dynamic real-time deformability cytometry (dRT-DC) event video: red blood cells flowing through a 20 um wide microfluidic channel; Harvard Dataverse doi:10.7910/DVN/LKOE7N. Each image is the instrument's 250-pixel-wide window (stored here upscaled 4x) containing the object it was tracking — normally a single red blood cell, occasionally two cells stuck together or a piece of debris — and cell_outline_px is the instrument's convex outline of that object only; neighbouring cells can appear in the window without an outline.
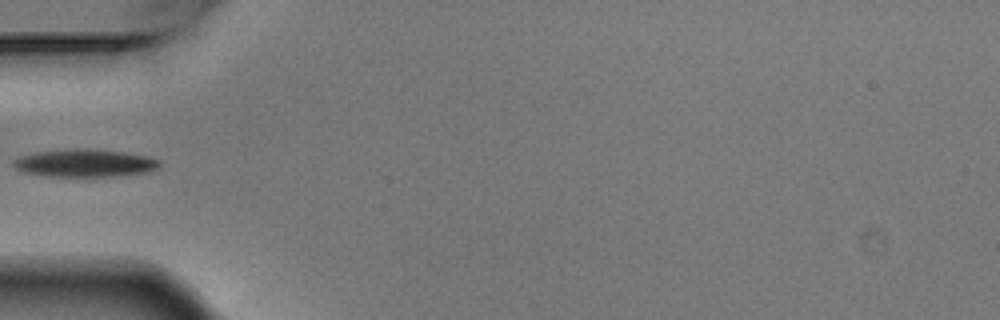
{"species": "Egyptian fruit bat (a non-hibernating species)", "species_latin": "Rousettus aegyptiacus", "temperature_condition": "warm", "stored_images_in_passage": 4, "camera_frame_rate_fps": 3000, "um_per_image_px": 0.085, "animal": {"sex": "male"}, "frame": {"image": 1, "passage_image": 3, "time_ms": 0.667, "image_size_px": [1000, 320], "cell_outline_px": [[160, 164], [156, 168], [148, 172], [112, 176], [48, 176], [24, 172], [16, 168], [12, 164], [12, 160], [20, 156], [36, 152], [68, 148], [92, 148], [124, 152], [148, 156], [160, 160]], "centroid_in_image_um": [7.19, 13.84], "position_along_channel_um": 77.8, "area_um2": 23.7}}
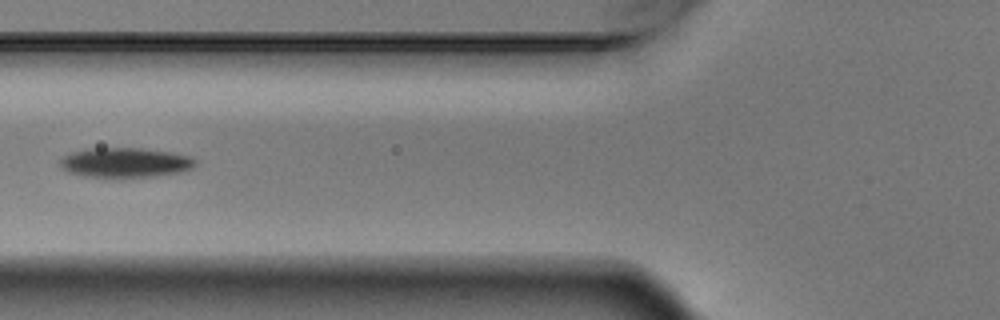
{"frame": {"image": 2, "passage_image": 4, "time_ms": 1.0, "image_size_px": [1000, 320], "cell_outline_px": [[196, 164], [192, 168], [180, 172], [152, 176], [120, 180], [116, 180], [84, 176], [68, 172], [60, 168], [60, 160], [64, 156], [72, 152], [88, 148], [140, 148], [172, 152], [192, 156], [196, 160]], "centroid_in_image_um": [10.62, 13.85], "position_along_channel_um": 115.2, "area_um2": 24.28}}